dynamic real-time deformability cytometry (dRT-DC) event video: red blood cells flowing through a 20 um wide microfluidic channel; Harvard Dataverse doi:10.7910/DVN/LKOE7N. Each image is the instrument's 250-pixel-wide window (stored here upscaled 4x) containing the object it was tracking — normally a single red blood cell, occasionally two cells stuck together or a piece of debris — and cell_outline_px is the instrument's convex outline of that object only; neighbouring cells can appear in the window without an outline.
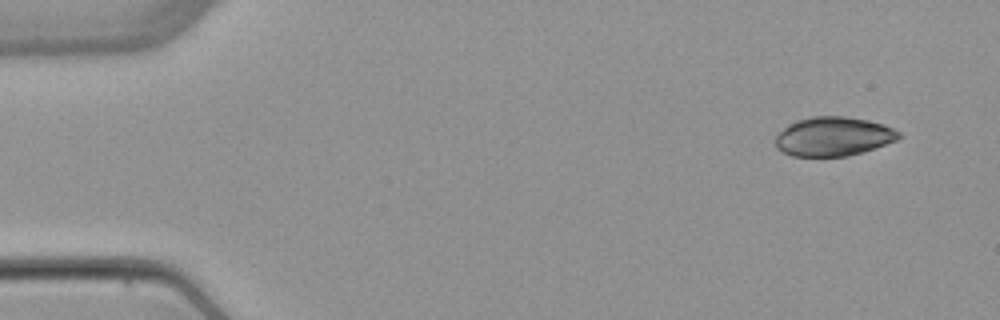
{"species": "common noctule bat (a hibernating species)", "species_latin": "Nyctalus noctula", "temperature_condition": "warm", "stored_images_in_passage": 4, "camera_frame_rate_fps": 3000, "um_per_image_px": 0.085, "animal": {"sex": "female", "body_mass_g": 22.7, "forearm_length_mm": 54.2}, "frame": {"image": 1, "passage_image": 1, "time_ms": 0.0, "image_size_px": [1000, 320], "cell_outline_px": [[904, 136], [896, 140], [864, 152], [848, 156], [792, 156], [776, 148], [776, 136], [788, 124], [796, 120], [812, 116], [844, 116], [868, 120], [884, 124], [900, 132]], "centroid_in_image_um": [70.86, 11.59], "position_along_channel_um": 14.1, "area_um2": 28.21}}
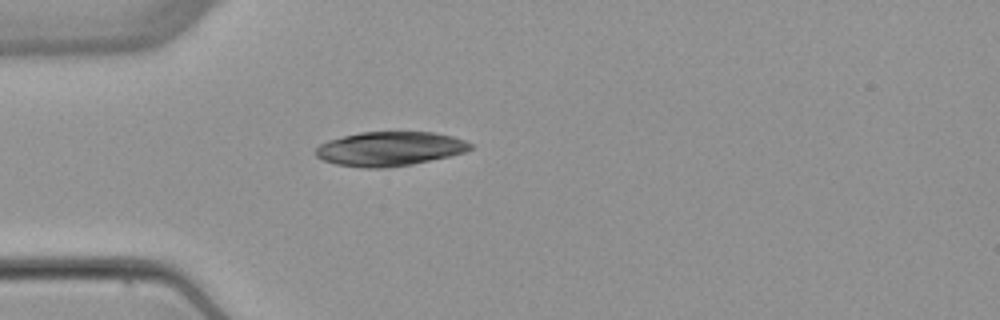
{"frame": {"image": 2, "passage_image": 4, "time_ms": 3.667, "image_size_px": [1000, 320], "cell_outline_px": [[472, 148], [464, 152], [448, 156], [412, 164], [384, 168], [364, 168], [336, 164], [324, 160], [316, 156], [316, 148], [320, 144], [328, 140], [360, 132], [436, 132], [452, 136], [464, 140], [472, 144]], "centroid_in_image_um": [33.12, 12.64], "position_along_channel_um": 51.9, "area_um2": 30.69}}